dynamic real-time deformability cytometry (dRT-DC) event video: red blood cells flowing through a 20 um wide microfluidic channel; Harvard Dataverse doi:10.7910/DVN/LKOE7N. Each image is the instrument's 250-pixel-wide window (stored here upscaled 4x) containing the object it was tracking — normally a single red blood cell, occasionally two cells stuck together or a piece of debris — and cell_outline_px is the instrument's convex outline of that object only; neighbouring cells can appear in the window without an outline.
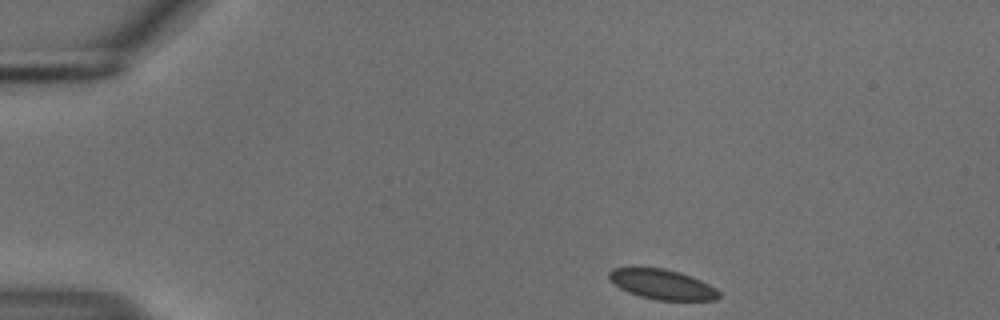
{"species": "common noctule bat (a hibernating species)", "species_latin": "Nyctalus noctula", "temperature_condition": "cold", "stored_images_in_passage": 46, "camera_frame_rate_fps": 3000, "um_per_image_px": 0.085, "animal": {"sex": "male", "body_mass_g": 18.8}, "frame": {"image": 1, "passage_image": 1, "time_ms": 0.0, "image_size_px": [1000, 320], "cell_outline_px": [[720, 296], [716, 300], [656, 300], [640, 296], [628, 292], [620, 288], [608, 276], [608, 272], [612, 268], [664, 268], [680, 272], [692, 276], [716, 288], [720, 292]], "centroid_in_image_um": [56.32, 24.17], "position_along_channel_um": 28.7, "area_um2": 19.07}}
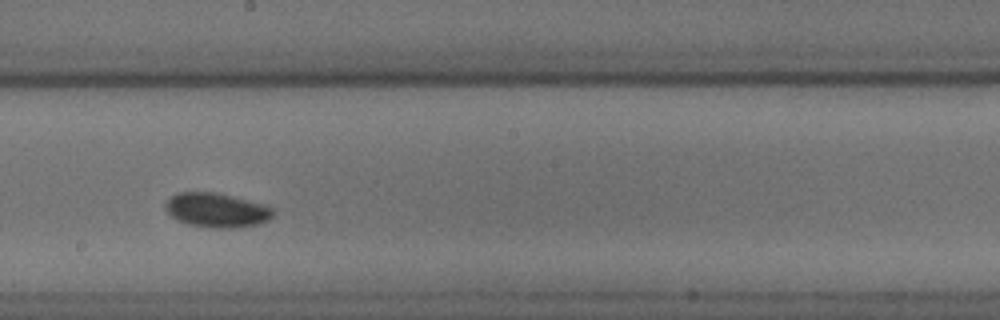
{"frame": {"image": 2, "passage_image": 23, "time_ms": 7.333, "image_size_px": [1000, 320], "cell_outline_px": [[276, 212], [268, 220], [260, 224], [236, 228], [208, 228], [188, 224], [176, 220], [164, 208], [164, 204], [176, 192], [216, 192], [264, 204], [276, 208]], "centroid_in_image_um": [18.44, 17.87], "position_along_channel_um": 229.8, "area_um2": 21.91}}
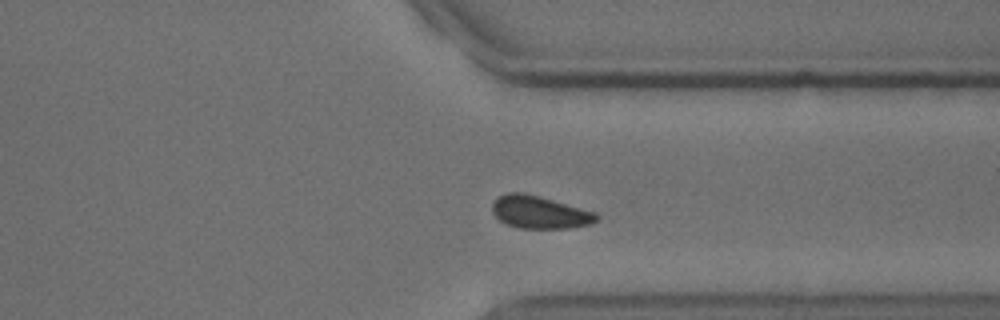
{"frame": {"image": 3, "passage_image": 34, "time_ms": 11.0, "image_size_px": [1000, 320], "cell_outline_px": [[600, 216], [592, 224], [568, 228], [516, 228], [500, 220], [492, 212], [492, 204], [500, 196], [508, 192], [524, 192], [540, 196], [596, 212]], "centroid_in_image_um": [45.89, 18.03], "position_along_channel_um": 365.5, "area_um2": 19.83}, "authors_computed_cell_mechanics": {"area_um2": 20.1144, "velocity_mm_per_s": 3.6924, "shape_relaxation_time_tau1_ms": 3.504, "shape_relaxation_time_tau2_ms": null, "deformation_change_tau1": 0.0369, "deformation_change_tau2": null}}